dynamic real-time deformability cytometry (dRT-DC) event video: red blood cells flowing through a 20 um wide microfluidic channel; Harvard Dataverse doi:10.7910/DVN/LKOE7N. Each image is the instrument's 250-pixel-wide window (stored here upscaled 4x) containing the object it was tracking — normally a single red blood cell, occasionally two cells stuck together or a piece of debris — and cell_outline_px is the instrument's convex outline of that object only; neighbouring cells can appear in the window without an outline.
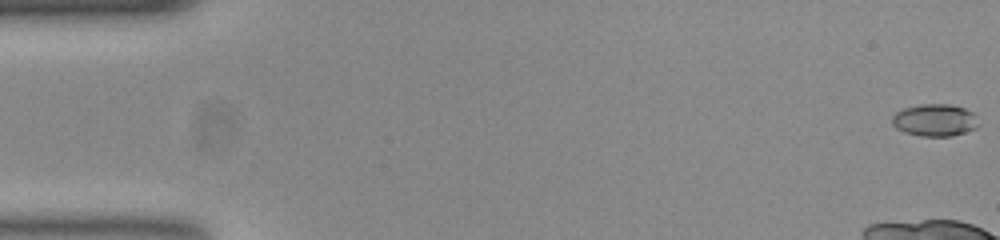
{"species": "common noctule bat (a hibernating species)", "species_latin": "Nyctalus noctula", "temperature_condition": "room temperature", "stored_images_in_passage": 12, "camera_frame_rate_fps": 3000, "um_per_image_px": 0.085, "animal": {"sex": "female", "body_mass_g": 23.0, "forearm_length_mm": 53.4}, "frame": {"image": 1, "passage_image": 1, "time_ms": 0.0, "image_size_px": [1000, 240], "cell_outline_px": [[980, 124], [976, 128], [952, 136], [920, 136], [904, 132], [896, 128], [892, 124], [892, 116], [896, 112], [904, 108], [920, 104], [948, 104], [964, 108], [972, 112]], "centroid_in_image_um": [79.45, 10.21], "position_along_channel_um": 5.6, "area_um2": 16.24}}